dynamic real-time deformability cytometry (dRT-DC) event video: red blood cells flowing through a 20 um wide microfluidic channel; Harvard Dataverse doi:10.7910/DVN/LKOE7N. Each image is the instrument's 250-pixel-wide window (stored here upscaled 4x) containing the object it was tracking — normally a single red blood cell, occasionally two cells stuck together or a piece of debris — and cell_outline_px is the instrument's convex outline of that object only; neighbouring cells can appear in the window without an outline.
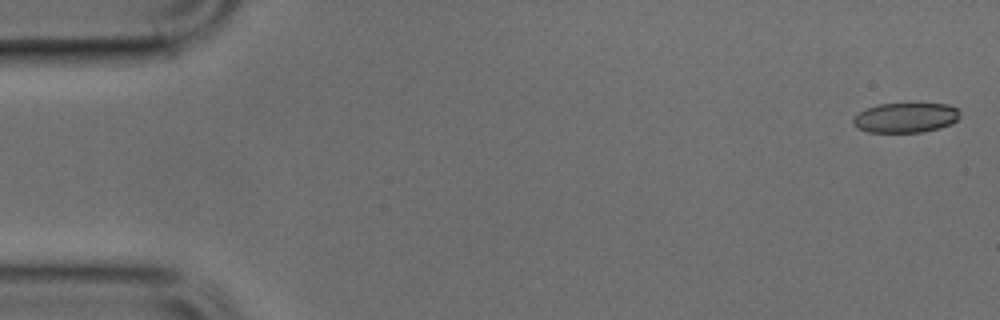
{"species": "common noctule bat (a hibernating species)", "species_latin": "Nyctalus noctula", "temperature_condition": "cold", "stored_images_in_passage": 49, "camera_frame_rate_fps": 3000, "um_per_image_px": 0.085, "animal": {"sex": "male", "body_mass_g": 17.9, "forearm_length_mm": 54.2}, "frame": {"image": 1, "passage_image": 1, "time_ms": 0.0, "image_size_px": [1000, 320], "cell_outline_px": [[960, 116], [952, 124], [940, 128], [924, 132], [868, 132], [852, 124], [852, 120], [860, 112], [868, 108], [880, 104], [948, 104], [956, 108], [960, 112]], "centroid_in_image_um": [77.01, 10.01], "position_along_channel_um": 8.0, "area_um2": 18.44}}
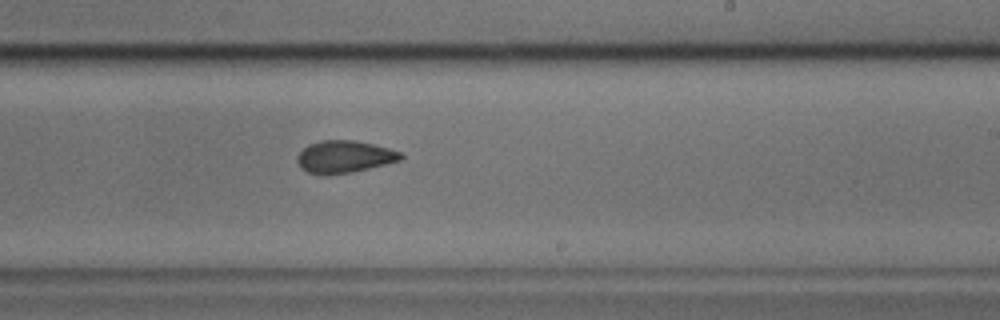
{"frame": {"image": 2, "passage_image": 29, "time_ms": 9.333, "image_size_px": [1000, 320], "cell_outline_px": [[404, 156], [400, 160], [352, 172], [328, 176], [324, 176], [308, 172], [300, 168], [296, 160], [296, 156], [308, 144], [320, 140], [356, 140], [388, 148], [400, 152]], "centroid_in_image_um": [29.21, 13.33], "position_along_channel_um": 259.8, "area_um2": 19.59}}
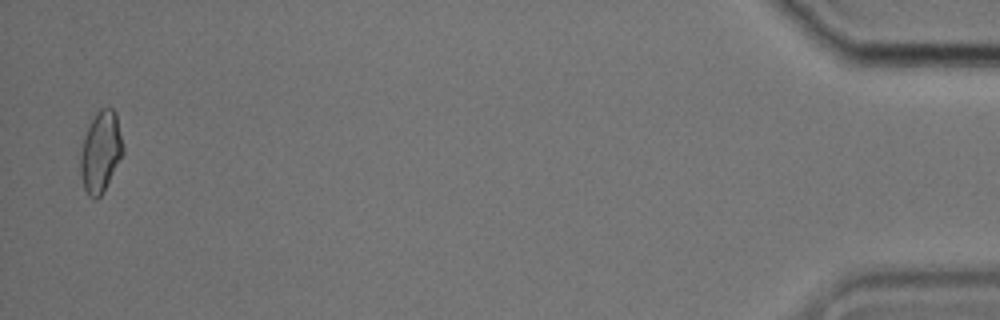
{"frame": {"image": 3, "passage_image": 48, "time_ms": 15.667, "image_size_px": [1000, 320], "cell_outline_px": [[124, 152], [100, 196], [96, 200], [88, 196], [84, 188], [80, 172], [80, 156], [84, 136], [96, 112], [100, 108], [112, 108], [116, 112], [124, 148]], "centroid_in_image_um": [8.55, 12.89], "position_along_channel_um": 426.6, "area_um2": 19.88}}